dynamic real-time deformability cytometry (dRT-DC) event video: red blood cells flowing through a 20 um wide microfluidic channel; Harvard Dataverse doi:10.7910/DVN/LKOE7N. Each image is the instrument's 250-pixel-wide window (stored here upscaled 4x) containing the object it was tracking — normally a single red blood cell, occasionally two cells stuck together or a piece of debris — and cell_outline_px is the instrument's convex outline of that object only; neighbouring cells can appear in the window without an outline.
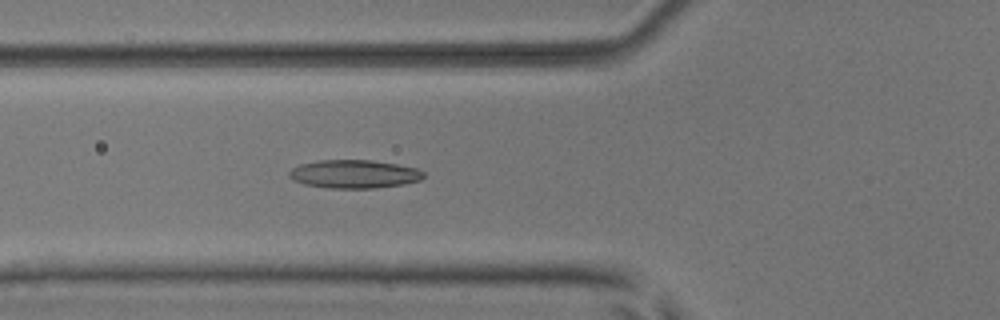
{"species": "common noctule bat (a hibernating species)", "species_latin": "Nyctalus noctula", "temperature_condition": "room temperature", "stored_images_in_passage": 50, "camera_frame_rate_fps": 3000, "um_per_image_px": 0.085, "animal": {"sex": "male", "body_mass_g": 17.9, "forearm_length_mm": 54.2}, "frame": {"image": 1, "passage_image": 17, "time_ms": 5.333, "image_size_px": [1000, 320], "cell_outline_px": [[424, 176], [420, 180], [404, 184], [376, 188], [332, 188], [304, 184], [292, 180], [288, 176], [288, 172], [292, 168], [300, 164], [320, 160], [372, 160], [396, 164], [416, 168], [424, 172]], "centroid_in_image_um": [30.09, 14.79], "position_along_channel_um": 95.7, "area_um2": 22.2}}
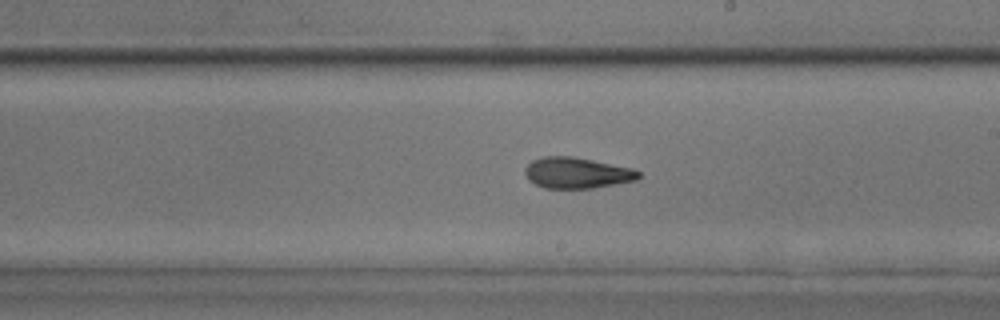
{"frame": {"image": 2, "passage_image": 28, "time_ms": 9.0, "image_size_px": [1000, 320], "cell_outline_px": [[640, 176], [636, 180], [592, 188], [544, 188], [528, 180], [524, 172], [524, 168], [532, 160], [544, 156], [572, 156], [632, 168], [640, 172]], "centroid_in_image_um": [49.0, 14.69], "position_along_channel_um": 240.0, "area_um2": 20.4}}
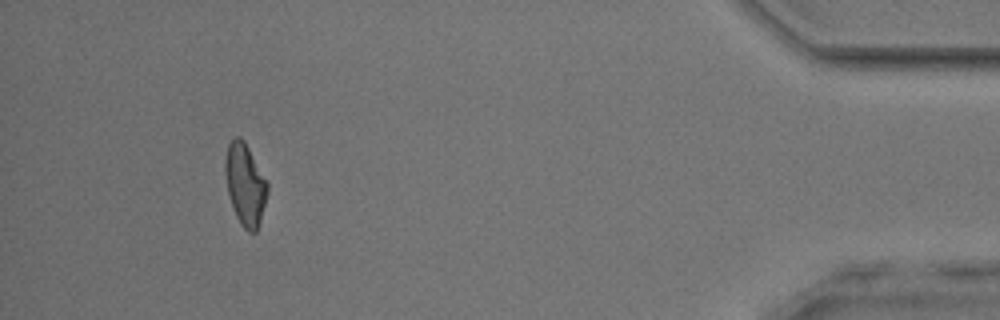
{"frame": {"image": 3, "passage_image": 46, "time_ms": 15.0, "image_size_px": [1000, 320], "cell_outline_px": [[268, 192], [260, 224], [256, 232], [248, 232], [240, 224], [236, 216], [228, 192], [224, 172], [224, 160], [228, 144], [236, 136], [240, 136], [244, 140], [268, 184]], "centroid_in_image_um": [20.83, 15.69], "position_along_channel_um": 414.4, "area_um2": 20.11}, "authors_computed_cell_mechanics": {"area_um2": 20.6346, "velocity_mm_per_s": 3.9403, "shape_relaxation_time_tau1_ms": null, "shape_relaxation_time_tau2_ms": 3.0333, "deformation_change_tau1": null, "deformation_change_tau2": 0.1168}}